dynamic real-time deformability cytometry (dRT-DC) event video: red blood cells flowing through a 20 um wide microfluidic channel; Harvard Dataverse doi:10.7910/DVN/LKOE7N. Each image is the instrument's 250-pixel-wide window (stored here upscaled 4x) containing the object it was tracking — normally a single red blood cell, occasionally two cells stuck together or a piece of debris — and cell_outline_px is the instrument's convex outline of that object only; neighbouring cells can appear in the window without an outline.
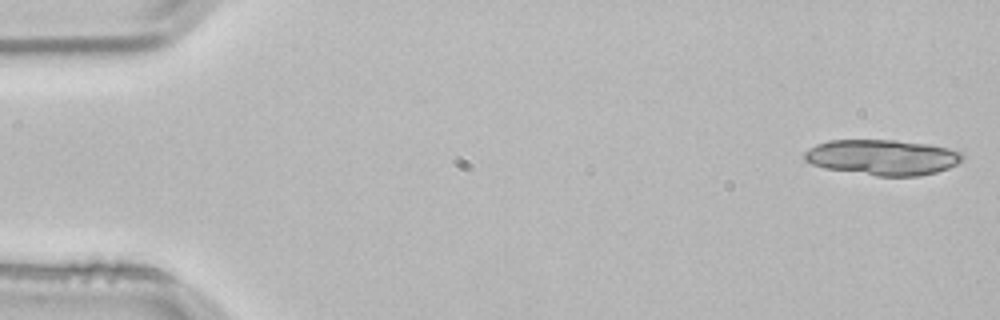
{"species": "common noctule bat (a hibernating species)", "species_latin": "Nyctalus noctula", "temperature_condition": "room temperature", "stored_images_in_passage": 21, "segment_of_instrument_passage": [1, 2], "camera_frame_rate_fps": 3000, "um_per_image_px": 0.085, "animal": {"sex": "male", "body_mass_g": 21.5, "forearm_length_mm": 52.0}, "frame": {"image": 1, "passage_image": 1, "time_ms": 0.0, "image_size_px": [1000, 320], "cell_outline_px": [[964, 156], [956, 164], [948, 168], [936, 172], [920, 176], [876, 176], [824, 168], [812, 164], [804, 160], [804, 152], [816, 144], [828, 140], [896, 140], [928, 144], [948, 148], [960, 152]], "centroid_in_image_um": [74.98, 13.37], "position_along_channel_um": 10.0, "area_um2": 32.71}}